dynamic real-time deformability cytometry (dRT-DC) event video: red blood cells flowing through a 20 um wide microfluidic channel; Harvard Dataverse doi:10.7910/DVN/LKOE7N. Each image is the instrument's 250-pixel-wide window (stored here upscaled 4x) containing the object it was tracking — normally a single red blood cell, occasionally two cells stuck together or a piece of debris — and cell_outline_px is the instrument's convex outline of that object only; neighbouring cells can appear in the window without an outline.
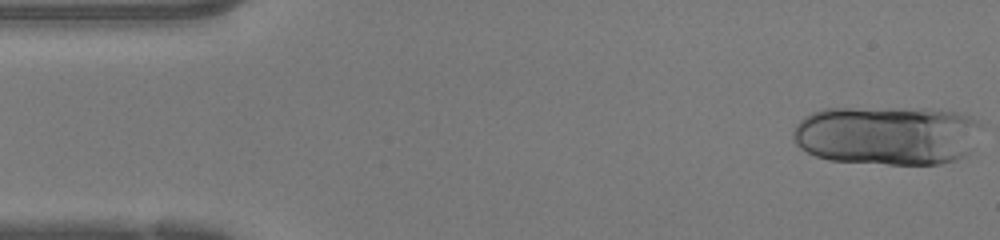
{"species": "human", "species_latin": "Homo sapiens", "temperature_condition": "warm", "stored_images_in_passage": 44, "camera_frame_rate_fps": 3000, "um_per_image_px": 0.085, "donor": {"sex": "female"}, "frame": {"image": 1, "passage_image": 1, "time_ms": 0.0, "image_size_px": [1000, 240], "cell_outline_px": [[980, 124], [968, 152], [964, 156], [956, 160], [940, 164], [888, 164], [828, 160], [816, 156], [800, 148], [796, 144], [792, 136], [792, 132], [796, 124], [804, 116], [812, 112], [824, 108], [924, 108], [956, 112], [968, 116], [976, 120]], "centroid_in_image_um": [75.33, 11.49], "position_along_channel_um": 9.7, "area_um2": 65.2}}
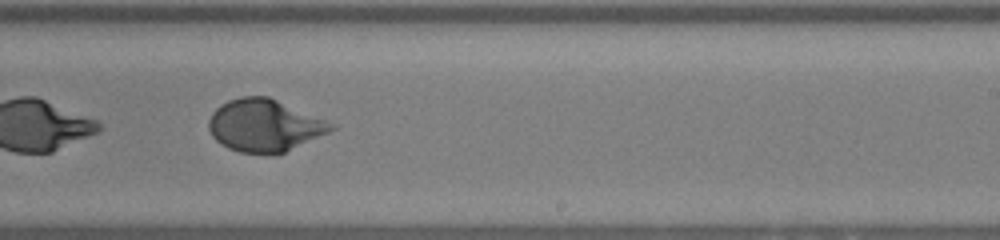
{"frame": {"image": 2, "passage_image": 28, "time_ms": 9.0, "image_size_px": [1000, 240], "cell_outline_px": [[336, 128], [328, 132], [284, 152], [240, 152], [228, 148], [216, 140], [212, 136], [208, 128], [208, 120], [212, 112], [220, 104], [228, 100], [240, 96], [268, 96], [328, 120]], "centroid_in_image_um": [22.45, 10.62], "position_along_channel_um": 266.6, "area_um2": 36.88}}
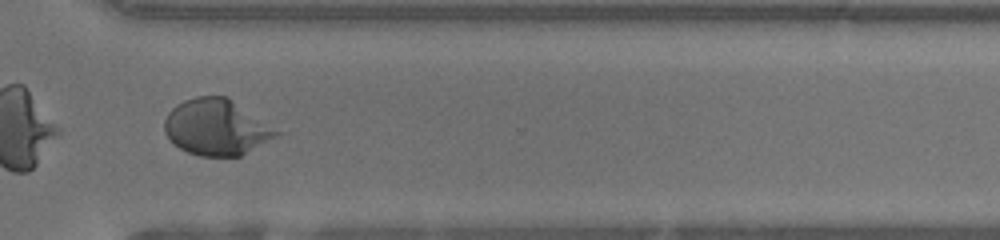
{"frame": {"image": 3, "passage_image": 34, "time_ms": 11.0, "image_size_px": [1000, 240], "cell_outline_px": [[284, 132], [240, 156], [200, 156], [188, 152], [180, 148], [164, 132], [164, 120], [168, 112], [176, 104], [184, 100], [196, 96], [224, 96]], "centroid_in_image_um": [18.39, 10.82], "position_along_channel_um": 352.2, "area_um2": 36.24}, "authors_computed_cell_mechanics": {"area_um2": 37.2232, "velocity_mm_per_s": 4.2796, "shape_relaxation_time_tau1_ms": 3.6216, "shape_relaxation_time_tau2_ms": null, "deformation_change_tau1": 0.2346, "deformation_change_tau2": null}}